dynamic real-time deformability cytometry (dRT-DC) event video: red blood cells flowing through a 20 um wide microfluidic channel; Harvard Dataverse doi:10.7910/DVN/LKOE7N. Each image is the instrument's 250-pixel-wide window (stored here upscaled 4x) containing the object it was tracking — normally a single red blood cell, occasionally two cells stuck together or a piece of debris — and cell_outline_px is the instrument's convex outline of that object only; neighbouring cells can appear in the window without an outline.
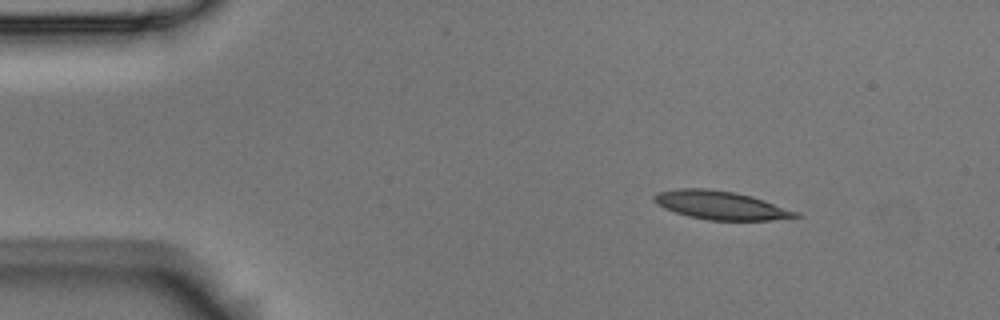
{"species": "Egyptian fruit bat (a non-hibernating species)", "species_latin": "Rousettus aegyptiacus", "temperature_condition": "room temperature", "stored_images_in_passage": 10, "camera_frame_rate_fps": 3000, "um_per_image_px": 0.085, "animal": {"sex": "male"}, "frame": {"image": 1, "passage_image": 1, "time_ms": 0.0, "image_size_px": [1000, 320], "cell_outline_px": [[804, 216], [772, 220], [708, 220], [688, 216], [664, 208], [656, 204], [656, 196], [660, 192], [676, 188], [704, 188], [736, 192], [752, 196], [800, 212]], "centroid_in_image_um": [61.34, 17.45], "position_along_channel_um": 23.7, "area_um2": 23.41}}